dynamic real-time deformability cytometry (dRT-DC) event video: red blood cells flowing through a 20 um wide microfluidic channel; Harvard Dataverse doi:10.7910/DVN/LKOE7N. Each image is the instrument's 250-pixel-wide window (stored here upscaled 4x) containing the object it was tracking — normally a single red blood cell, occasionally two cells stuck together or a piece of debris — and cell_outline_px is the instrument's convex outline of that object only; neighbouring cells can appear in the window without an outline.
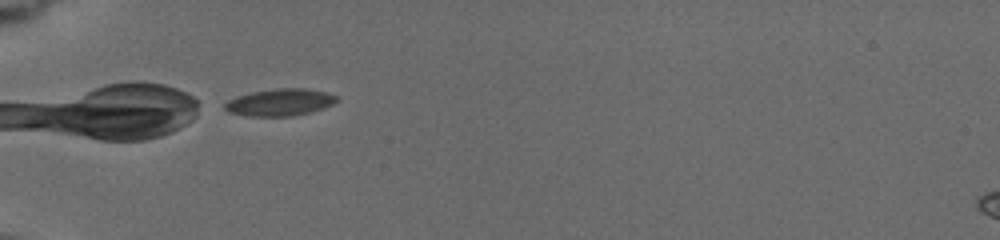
{"species": "common noctule bat (a hibernating species)", "species_latin": "Nyctalus noctula", "temperature_condition": "cold", "stored_images_in_passage": 8, "camera_frame_rate_fps": 3000, "um_per_image_px": 0.085, "animal": {"sex": "female", "body_mass_g": 19.5, "forearm_length_mm": 54.1}, "frame": {"image": 1, "passage_image": 1, "time_ms": 0.0, "image_size_px": [1000, 240], "cell_outline_px": [[340, 100], [324, 108], [292, 116], [248, 116], [228, 112], [224, 108], [224, 104], [228, 100], [236, 96], [252, 92], [276, 88], [304, 88], [328, 92], [340, 96]], "centroid_in_image_um": [23.83, 8.69], "position_along_channel_um": 61.2, "area_um2": 17.8}}